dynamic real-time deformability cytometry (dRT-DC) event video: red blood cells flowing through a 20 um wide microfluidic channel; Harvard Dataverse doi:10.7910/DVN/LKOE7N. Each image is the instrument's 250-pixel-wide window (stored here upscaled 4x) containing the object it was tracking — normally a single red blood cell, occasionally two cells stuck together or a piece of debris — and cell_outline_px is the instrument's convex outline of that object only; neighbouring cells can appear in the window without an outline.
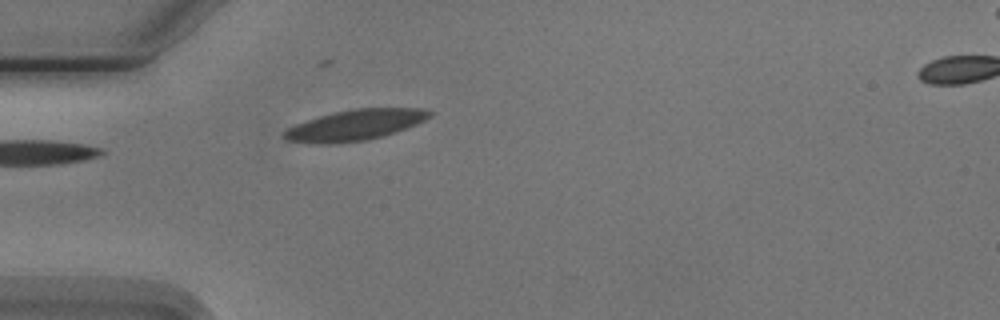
{"species": "Egyptian fruit bat (a non-hibernating species)", "species_latin": "Rousettus aegyptiacus", "temperature_condition": "cold", "stored_images_in_passage": 5, "segment_of_instrument_passage": [1, 2], "camera_frame_rate_fps": 3000, "um_per_image_px": 0.085, "animal": {"sex": "male"}, "frame": {"image": 1, "passage_image": 4, "time_ms": 3.667, "image_size_px": [1000, 320], "cell_outline_px": [[432, 116], [416, 124], [380, 136], [364, 140], [328, 144], [308, 144], [284, 140], [280, 136], [288, 128], [296, 124], [320, 116], [352, 108], [424, 108], [432, 112]], "centroid_in_image_um": [30.12, 10.63], "position_along_channel_um": 54.9, "area_um2": 25.84}}